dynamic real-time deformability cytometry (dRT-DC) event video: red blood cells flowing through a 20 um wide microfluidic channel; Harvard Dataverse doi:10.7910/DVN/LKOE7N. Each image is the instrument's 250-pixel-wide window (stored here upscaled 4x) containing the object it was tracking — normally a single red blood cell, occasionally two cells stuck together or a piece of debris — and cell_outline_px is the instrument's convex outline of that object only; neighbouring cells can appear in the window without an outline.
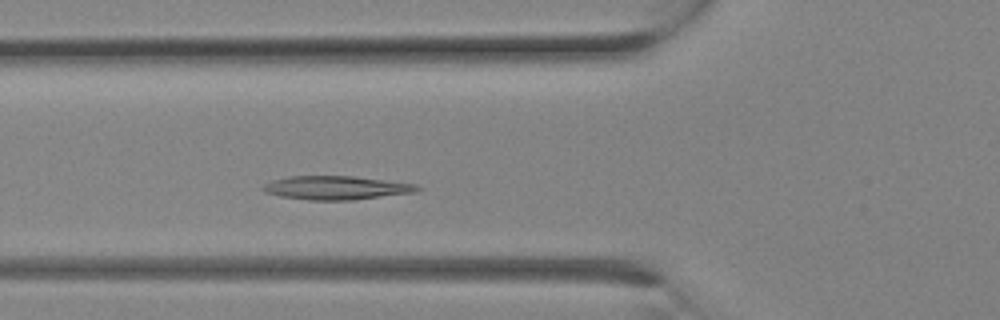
{"species": "Egyptian fruit bat (a non-hibernating species)", "species_latin": "Rousettus aegyptiacus", "temperature_condition": "room temperature", "stored_images_in_passage": 5, "camera_frame_rate_fps": 3000, "um_per_image_px": 0.085, "animal": {"sex": "female"}, "frame": {"image": 1, "passage_image": 5, "time_ms": 1.333, "image_size_px": [1000, 320], "cell_outline_px": [[424, 188], [416, 192], [352, 200], [308, 200], [280, 196], [264, 192], [260, 188], [264, 184], [272, 180], [288, 176], [352, 176], [416, 184]], "centroid_in_image_um": [28.56, 15.96], "position_along_channel_um": 97.2, "area_um2": 21.33}}